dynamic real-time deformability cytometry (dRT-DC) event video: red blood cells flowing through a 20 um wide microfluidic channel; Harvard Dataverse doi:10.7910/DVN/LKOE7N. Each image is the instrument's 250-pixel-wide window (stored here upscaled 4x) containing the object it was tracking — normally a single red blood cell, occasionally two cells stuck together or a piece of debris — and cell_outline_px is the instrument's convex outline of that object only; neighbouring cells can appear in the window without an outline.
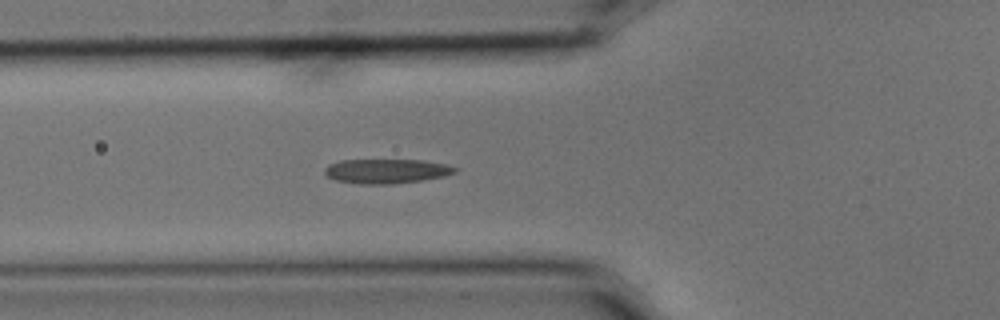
{"species": "common noctule bat (a hibernating species)", "species_latin": "Nyctalus noctula", "temperature_condition": "cold", "stored_images_in_passage": 57, "camera_frame_rate_fps": 3000, "um_per_image_px": 0.085, "animal": {"sex": "male", "body_mass_g": 15.6}, "frame": {"image": 1, "passage_image": 21, "time_ms": 6.667, "image_size_px": [1000, 320], "cell_outline_px": [[460, 168], [456, 172], [444, 176], [420, 180], [392, 184], [360, 184], [336, 180], [328, 176], [324, 172], [324, 168], [328, 164], [340, 160], [424, 160], [448, 164]], "centroid_in_image_um": [32.87, 14.54], "position_along_channel_um": 92.9, "area_um2": 18.67}}
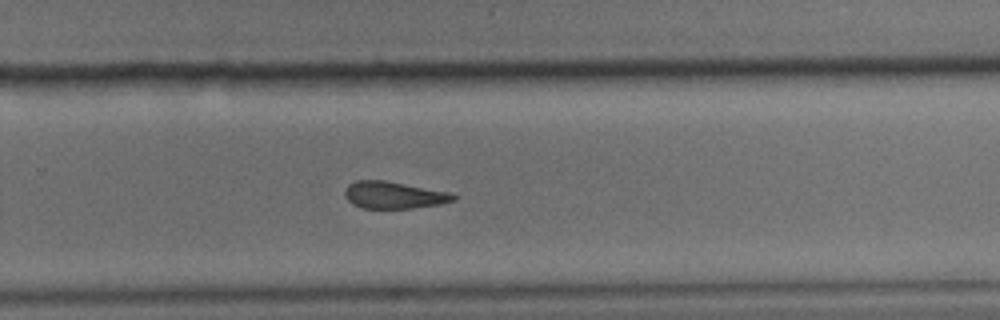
{"frame": {"image": 2, "passage_image": 38, "time_ms": 12.333, "image_size_px": [1000, 320], "cell_outline_px": [[456, 200], [440, 204], [412, 208], [364, 208], [352, 204], [344, 196], [344, 192], [348, 184], [356, 180], [384, 180], [452, 192], [456, 196]], "centroid_in_image_um": [33.48, 16.57], "position_along_channel_um": 296.3, "area_um2": 17.22}}
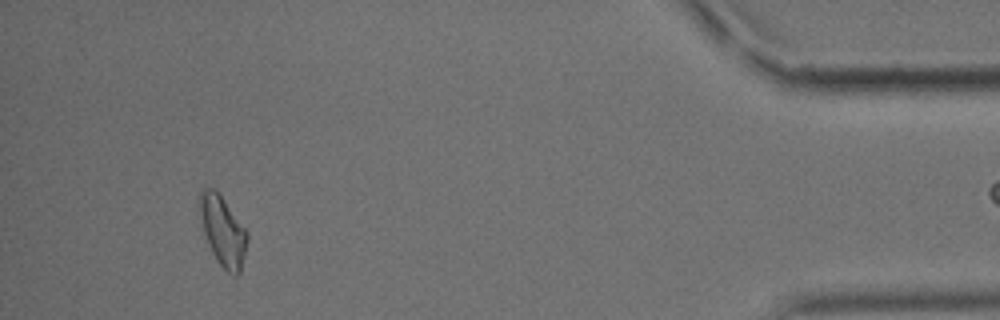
{"frame": {"image": 3, "passage_image": 53, "time_ms": 17.333, "image_size_px": [1000, 320], "cell_outline_px": [[248, 240], [240, 272], [236, 276], [232, 276], [216, 260], [208, 244], [204, 232], [196, 204], [200, 192], [204, 188], [212, 188], [224, 200], [248, 232]], "centroid_in_image_um": [18.91, 19.62], "position_along_channel_um": 416.3, "area_um2": 19.36}, "authors_computed_cell_mechanics": {"area_um2": 18.2648, "velocity_mm_per_s": 3.5785, "shape_relaxation_time_tau1_ms": null, "shape_relaxation_time_tau2_ms": 7.5592, "deformation_change_tau1": null, "deformation_change_tau2": 0.1568}}